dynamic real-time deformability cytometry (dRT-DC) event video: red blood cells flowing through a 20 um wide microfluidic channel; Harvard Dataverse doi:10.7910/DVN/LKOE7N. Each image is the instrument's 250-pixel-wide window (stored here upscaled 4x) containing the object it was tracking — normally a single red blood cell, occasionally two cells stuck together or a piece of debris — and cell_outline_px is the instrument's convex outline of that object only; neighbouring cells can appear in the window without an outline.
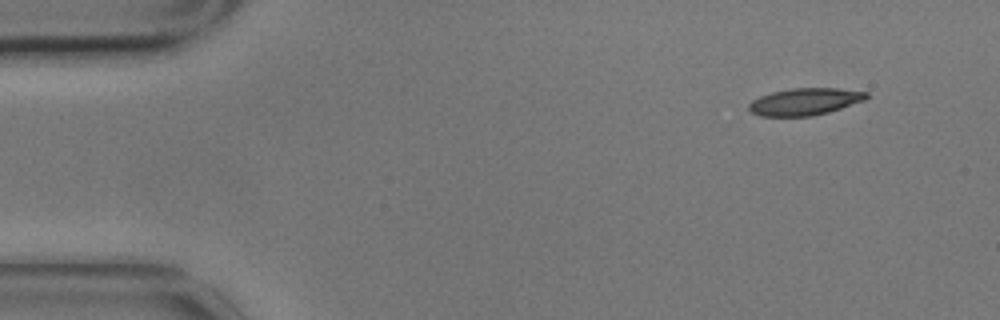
{"species": "common noctule bat (a hibernating species)", "species_latin": "Nyctalus noctula", "temperature_condition": "cold", "stored_images_in_passage": 14, "camera_frame_rate_fps": 3000, "um_per_image_px": 0.085, "animal": {"sex": "male", "body_mass_g": 17.9}, "frame": {"image": 1, "passage_image": 1, "time_ms": 0.0, "image_size_px": [1000, 320], "cell_outline_px": [[868, 96], [864, 100], [828, 112], [812, 116], [760, 116], [752, 112], [748, 108], [748, 104], [752, 100], [760, 96], [772, 92], [792, 88], [840, 88], [868, 92]], "centroid_in_image_um": [68.4, 8.63], "position_along_channel_um": 16.6, "area_um2": 18.44}}
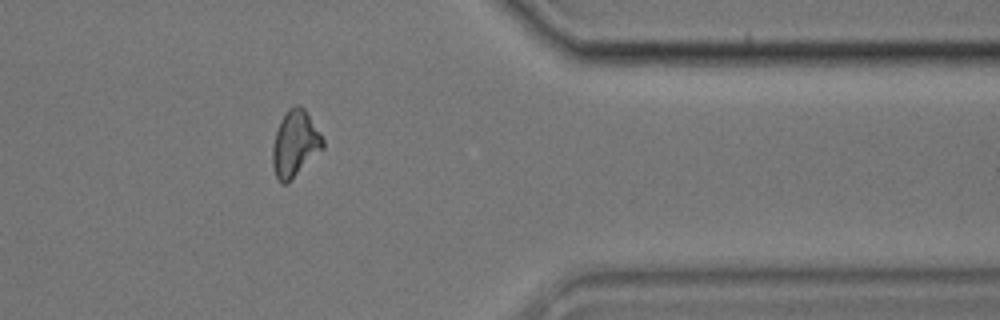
{"frame": {"image": 2, "passage_image": 12, "time_ms": 3.667, "image_size_px": [1000, 320], "cell_outline_px": [[324, 148], [288, 184], [280, 184], [276, 176], [272, 164], [272, 148], [276, 132], [280, 120], [288, 108], [296, 104], [300, 104], [304, 108], [320, 132], [324, 140]], "centroid_in_image_um": [25.08, 12.23], "position_along_channel_um": 386.3, "area_um2": 19.65}}